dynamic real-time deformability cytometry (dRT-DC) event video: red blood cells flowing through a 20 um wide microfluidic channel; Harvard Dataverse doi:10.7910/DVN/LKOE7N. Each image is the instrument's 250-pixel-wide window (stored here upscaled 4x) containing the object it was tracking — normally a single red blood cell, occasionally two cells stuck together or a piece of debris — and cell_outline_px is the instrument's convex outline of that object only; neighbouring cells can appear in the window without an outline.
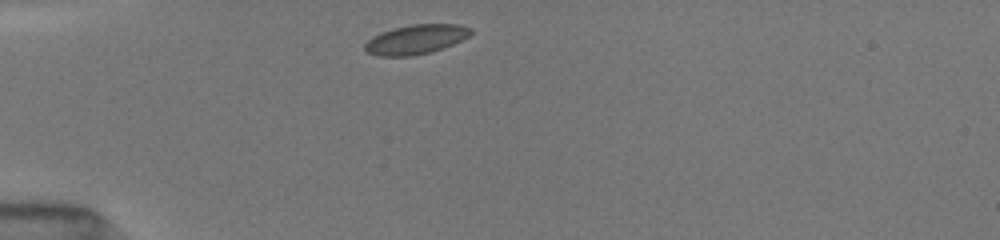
{"species": "common noctule bat (a hibernating species)", "species_latin": "Nyctalus noctula", "temperature_condition": "room temperature", "stored_images_in_passage": 38, "camera_frame_rate_fps": 3000, "um_per_image_px": 0.085, "animal": {"sex": "female", "body_mass_g": 19.5, "forearm_length_mm": 54.1}, "frame": {"image": 1, "passage_image": 1, "time_ms": 0.0, "image_size_px": [1000, 240], "cell_outline_px": [[472, 32], [468, 36], [452, 44], [432, 52], [412, 56], [380, 56], [368, 52], [364, 48], [364, 44], [372, 36], [380, 32], [392, 28], [412, 24], [460, 24], [472, 28]], "centroid_in_image_um": [35.33, 3.34], "position_along_channel_um": 49.7, "area_um2": 18.21}}
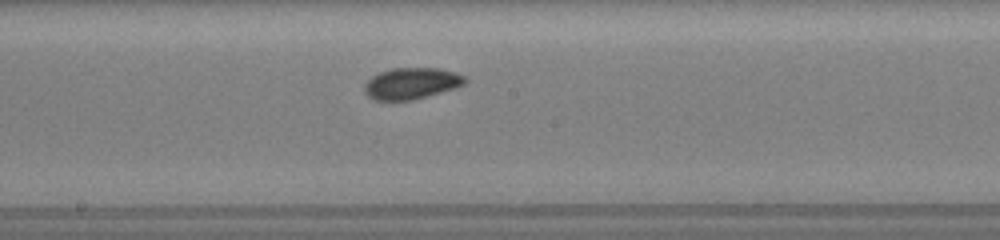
{"frame": {"image": 2, "passage_image": 15, "time_ms": 4.667, "image_size_px": [1000, 240], "cell_outline_px": [[468, 80], [464, 84], [456, 88], [412, 100], [372, 100], [364, 92], [364, 84], [372, 76], [380, 72], [392, 68], [440, 68], [456, 72], [468, 76]], "centroid_in_image_um": [35.0, 7.08], "position_along_channel_um": 213.2, "area_um2": 18.61}}
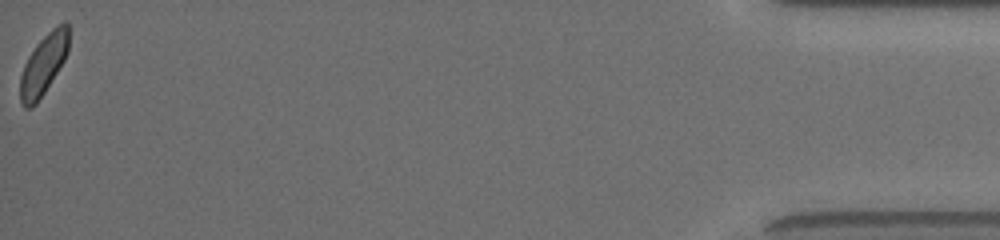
{"frame": {"image": 3, "passage_image": 38, "time_ms": 12.333, "image_size_px": [1000, 240], "cell_outline_px": [[68, 52], [64, 60], [44, 92], [36, 104], [32, 108], [24, 108], [20, 100], [20, 76], [24, 64], [28, 56], [36, 44], [56, 24], [64, 20], [68, 24]], "centroid_in_image_um": [3.69, 5.46], "position_along_channel_um": 431.5, "area_um2": 17.11}, "authors_computed_cell_mechanics": {"area_um2": 17.8602, "velocity_mm_per_s": 3.9797, "shape_relaxation_time_tau1_ms": 3.4394, "shape_relaxation_time_tau2_ms": null, "deformation_change_tau1": 0.074, "deformation_change_tau2": null}}